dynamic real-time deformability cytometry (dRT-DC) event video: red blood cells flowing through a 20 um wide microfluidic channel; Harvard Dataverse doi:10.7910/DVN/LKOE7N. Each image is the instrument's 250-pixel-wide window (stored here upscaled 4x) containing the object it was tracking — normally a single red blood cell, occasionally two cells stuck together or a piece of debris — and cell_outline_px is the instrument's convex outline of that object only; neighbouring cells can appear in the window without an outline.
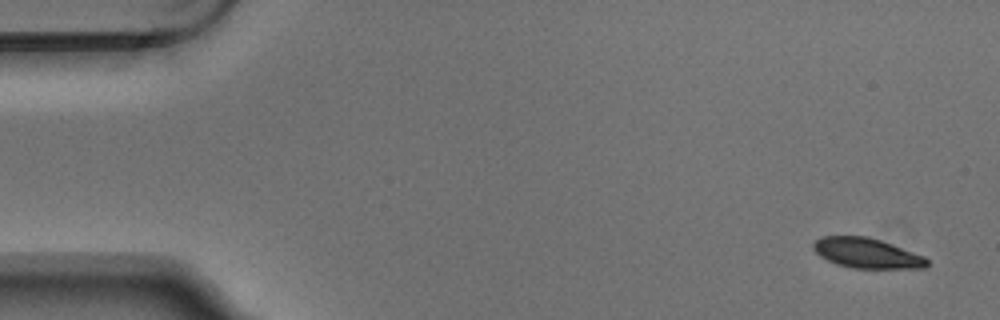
{"species": "Egyptian fruit bat (a non-hibernating species)", "species_latin": "Rousettus aegyptiacus", "temperature_condition": "warm", "stored_images_in_passage": 6, "camera_frame_rate_fps": 3000, "um_per_image_px": 0.085, "animal": {"sex": "male"}, "frame": {"image": 1, "passage_image": 1, "time_ms": 0.0, "image_size_px": [1000, 320], "cell_outline_px": [[928, 264], [924, 268], [852, 268], [836, 264], [820, 256], [812, 248], [812, 244], [820, 236], [868, 236], [892, 244], [924, 256], [928, 260]], "centroid_in_image_um": [73.65, 21.51], "position_along_channel_um": 11.3, "area_um2": 19.88}}
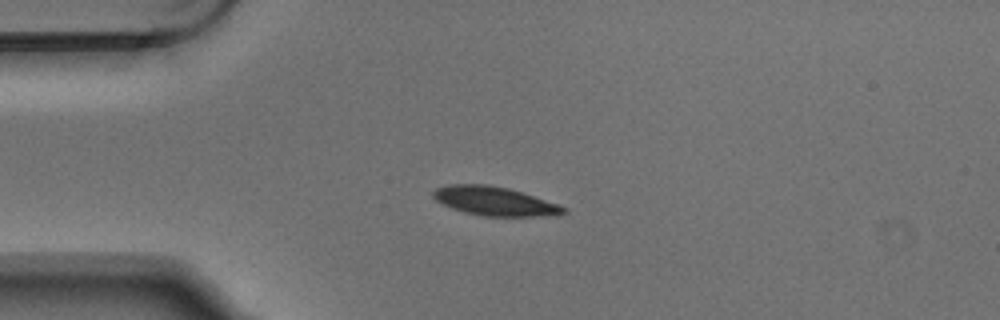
{"frame": {"image": 2, "passage_image": 4, "time_ms": 1.0, "image_size_px": [1000, 320], "cell_outline_px": [[568, 212], [556, 216], [480, 216], [464, 212], [452, 208], [436, 200], [432, 196], [432, 192], [436, 188], [448, 184], [488, 184], [508, 188], [560, 204], [568, 208]], "centroid_in_image_um": [42.09, 17.1], "position_along_channel_um": 42.9, "area_um2": 22.2}}
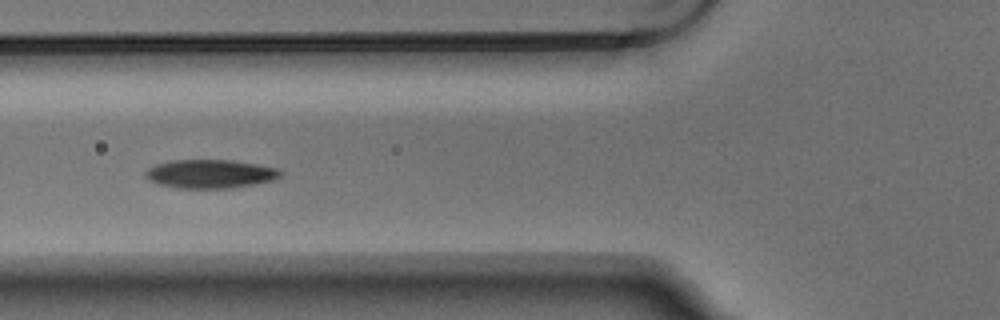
{"frame": {"image": 3, "passage_image": 6, "time_ms": 1.667, "image_size_px": [1000, 320], "cell_outline_px": [[284, 172], [280, 176], [272, 180], [232, 188], [176, 188], [160, 184], [148, 180], [144, 176], [144, 172], [148, 168], [156, 164], [172, 160], [232, 160], [256, 164], [276, 168]], "centroid_in_image_um": [17.83, 14.77], "position_along_channel_um": 108.0, "area_um2": 22.48}}